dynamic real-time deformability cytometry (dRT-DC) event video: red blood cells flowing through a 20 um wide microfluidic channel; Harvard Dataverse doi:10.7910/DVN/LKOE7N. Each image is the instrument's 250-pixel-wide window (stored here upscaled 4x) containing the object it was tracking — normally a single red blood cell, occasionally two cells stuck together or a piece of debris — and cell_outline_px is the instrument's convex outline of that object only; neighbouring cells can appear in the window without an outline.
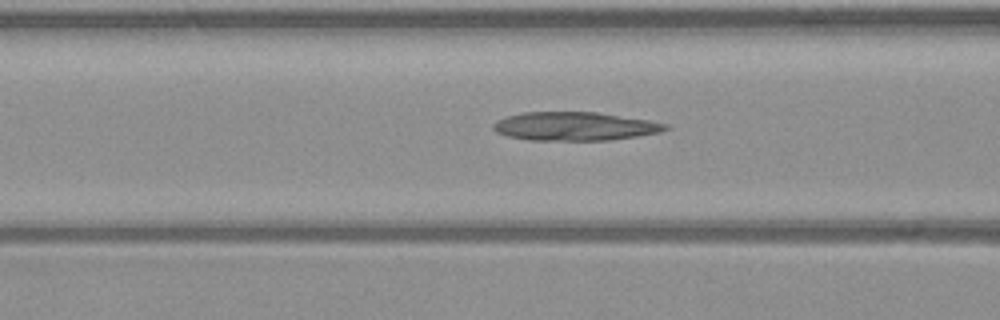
{"species": "common noctule bat (a hibernating species)", "species_latin": "Nyctalus noctula", "temperature_condition": "warm", "stored_images_in_passage": 50, "camera_frame_rate_fps": 3000, "um_per_image_px": 0.085, "animal": {"sex": "male", "body_mass_g": 23.1, "forearm_length_mm": 52.7}, "frame": {"image": 1, "passage_image": 19, "time_ms": 6.0, "image_size_px": [1000, 320], "cell_outline_px": [[668, 128], [660, 132], [636, 136], [608, 140], [528, 140], [508, 136], [496, 132], [492, 128], [492, 124], [496, 120], [508, 116], [524, 112], [596, 112], [648, 120], [668, 124]], "centroid_in_image_um": [48.81, 10.73], "position_along_channel_um": 117.8, "area_um2": 28.5}}
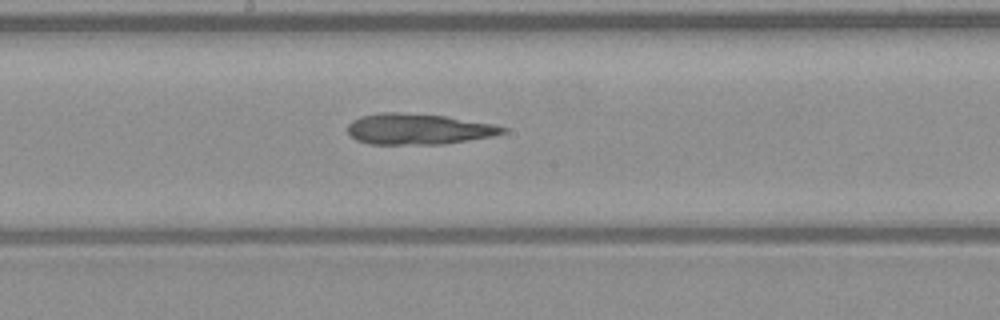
{"frame": {"image": 2, "passage_image": 26, "time_ms": 8.333, "image_size_px": [1000, 320], "cell_outline_px": [[508, 128], [504, 132], [492, 136], [440, 144], [368, 144], [356, 140], [348, 136], [348, 124], [352, 120], [360, 116], [380, 112], [396, 112], [444, 116], [492, 124]], "centroid_in_image_um": [35.46, 10.97], "position_along_channel_um": 212.7, "area_um2": 27.69}}
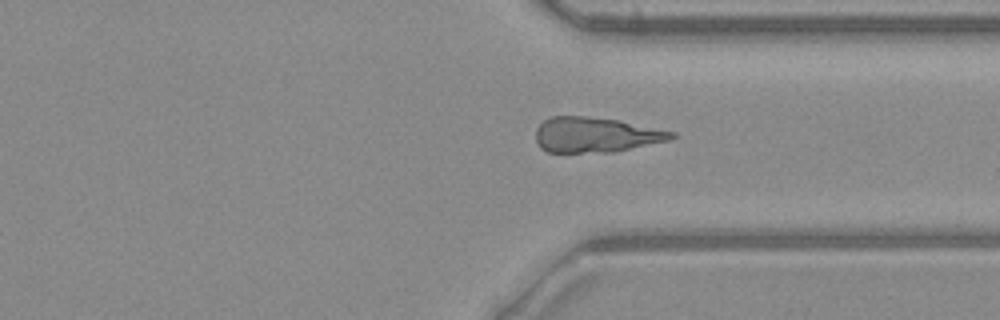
{"frame": {"image": 3, "passage_image": 37, "time_ms": 12.0, "image_size_px": [1000, 320], "cell_outline_px": [[676, 136], [668, 140], [612, 152], [548, 152], [540, 148], [536, 140], [536, 128], [544, 120], [552, 116], [584, 116], [620, 120], [676, 132]], "centroid_in_image_um": [50.61, 11.45], "position_along_channel_um": 360.8, "area_um2": 27.69}, "authors_computed_cell_mechanics": {"area_um2": 27.6573, "velocity_mm_per_s": 4.0536, "shape_relaxation_time_tau1_ms": null, "shape_relaxation_time_tau2_ms": 3.7513, "deformation_change_tau1": null, "deformation_change_tau2": 0.1275}}